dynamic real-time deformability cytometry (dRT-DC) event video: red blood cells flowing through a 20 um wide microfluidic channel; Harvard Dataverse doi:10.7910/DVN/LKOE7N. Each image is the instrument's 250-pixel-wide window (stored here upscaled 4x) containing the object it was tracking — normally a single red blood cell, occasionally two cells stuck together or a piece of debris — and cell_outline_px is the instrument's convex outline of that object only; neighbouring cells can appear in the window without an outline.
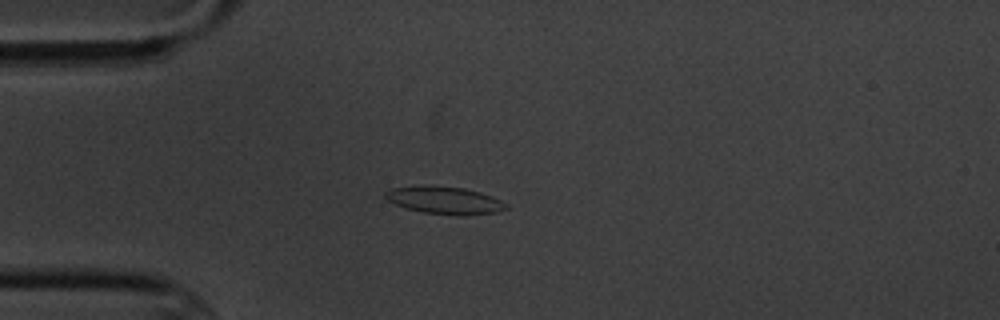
{"species": "common noctule bat (a hibernating species)", "species_latin": "Nyctalus noctula", "temperature_condition": "cold", "stored_images_in_passage": 12, "camera_frame_rate_fps": 3000, "um_per_image_px": 0.085, "animal": {"sex": "male", "body_mass_g": 20.1, "forearm_length_mm": 53.5}, "frame": {"image": 1, "passage_image": 1, "time_ms": 0.0, "image_size_px": [1000, 320], "cell_outline_px": [[508, 208], [496, 212], [460, 216], [424, 212], [404, 208], [388, 200], [384, 196], [384, 192], [392, 188], [464, 188], [480, 192], [492, 196], [508, 204]], "centroid_in_image_um": [37.86, 17.07], "position_along_channel_um": 47.1, "area_um2": 18.5}}
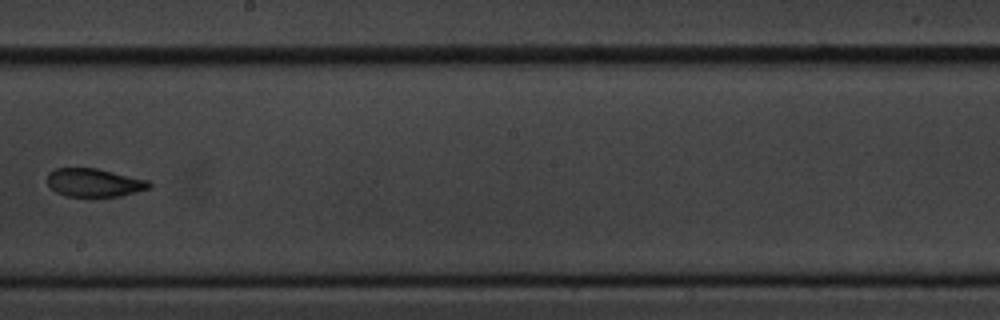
{"frame": {"image": 2, "passage_image": 6, "time_ms": 6.0, "image_size_px": [1000, 320], "cell_outline_px": [[152, 188], [120, 196], [88, 200], [68, 196], [56, 192], [48, 184], [48, 172], [56, 168], [96, 168], [148, 180], [152, 184]], "centroid_in_image_um": [8.02, 15.57], "position_along_channel_um": 240.2, "area_um2": 17.46}}
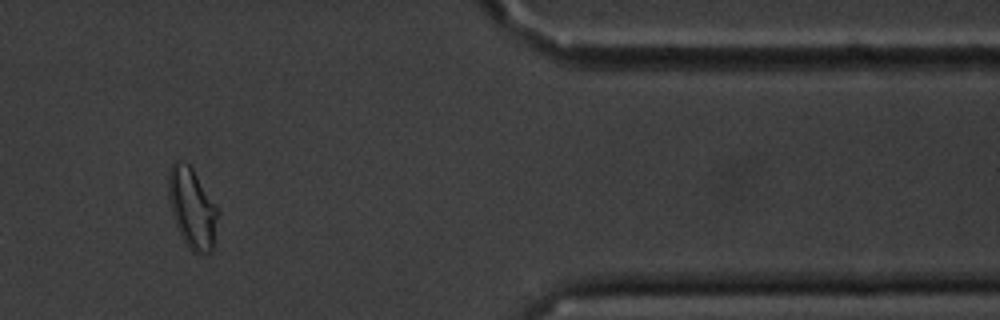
{"frame": {"image": 3, "passage_image": 10, "time_ms": 11.333, "image_size_px": [1000, 320], "cell_outline_px": [[216, 216], [212, 252], [204, 256], [200, 256], [188, 248], [176, 224], [172, 212], [168, 196], [168, 172], [172, 164], [176, 160], [180, 160], [188, 164], [192, 168], [216, 208]], "centroid_in_image_um": [16.29, 17.71], "position_along_channel_um": 395.1, "area_um2": 22.43}, "authors_computed_cell_mechanics": {"area_um2": 17.5423, "velocity_mm_per_s": 3.4446, "shape_relaxation_time_tau1_ms": 3.5651, "shape_relaxation_time_tau2_ms": 1.2241, "deformation_change_tau1": 0.116, "deformation_change_tau2": 0.05}}